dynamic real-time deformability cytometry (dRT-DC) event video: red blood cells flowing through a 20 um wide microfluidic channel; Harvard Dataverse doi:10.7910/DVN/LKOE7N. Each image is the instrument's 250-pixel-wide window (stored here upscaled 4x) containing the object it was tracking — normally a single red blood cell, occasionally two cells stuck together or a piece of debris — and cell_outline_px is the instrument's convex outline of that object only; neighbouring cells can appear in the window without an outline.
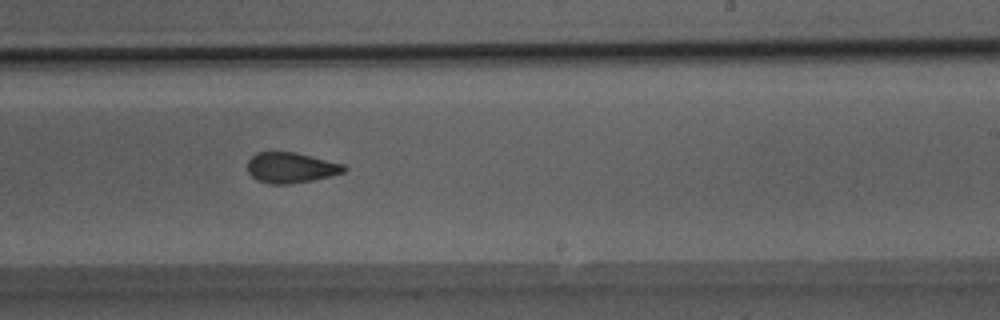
{"species": "Egyptian fruit bat (a non-hibernating species)", "species_latin": "Rousettus aegyptiacus", "temperature_condition": "room temperature", "stored_images_in_passage": 49, "camera_frame_rate_fps": 3000, "um_per_image_px": 0.085, "animal": {"sex": "male"}, "frame": {"image": 1, "passage_image": 30, "time_ms": 9.667, "image_size_px": [1000, 320], "cell_outline_px": [[348, 168], [344, 172], [332, 176], [312, 180], [288, 184], [268, 184], [256, 180], [248, 172], [248, 160], [256, 152], [296, 152], [344, 164]], "centroid_in_image_um": [24.73, 14.25], "position_along_channel_um": 264.3, "area_um2": 17.28}}
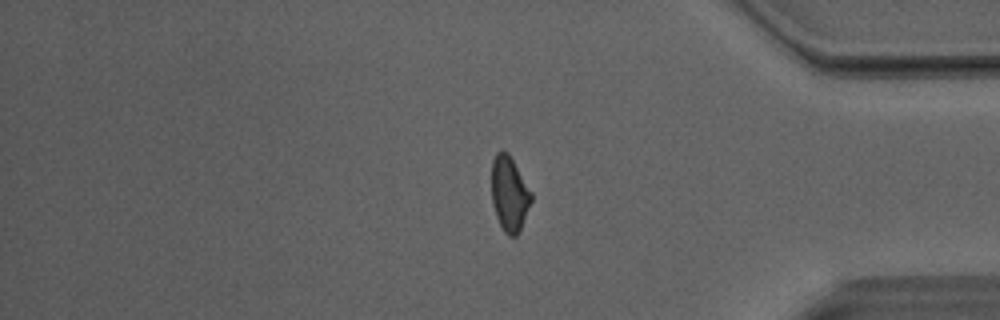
{"frame": {"image": 2, "passage_image": 41, "time_ms": 13.333, "image_size_px": [1000, 320], "cell_outline_px": [[532, 200], [520, 228], [516, 236], [508, 236], [504, 232], [496, 216], [492, 204], [492, 160], [496, 152], [508, 152], [532, 192]], "centroid_in_image_um": [43.29, 16.46], "position_along_channel_um": 391.9, "area_um2": 17.17}}
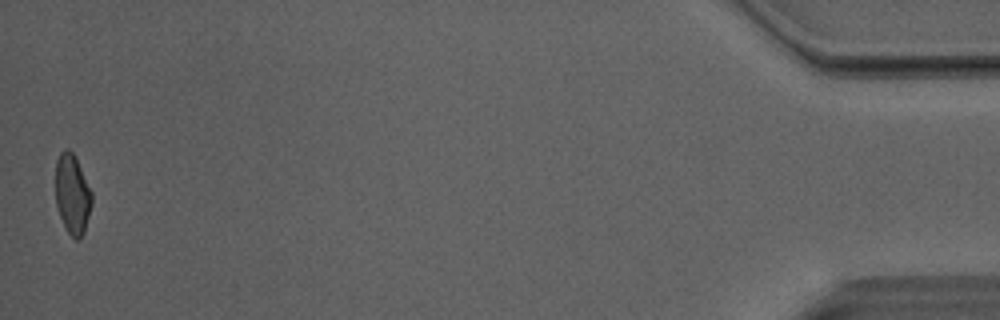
{"frame": {"image": 3, "passage_image": 49, "time_ms": 16.0, "image_size_px": [1000, 320], "cell_outline_px": [[92, 204], [84, 232], [76, 240], [64, 228], [56, 204], [56, 160], [60, 152], [64, 148], [68, 148], [72, 152], [92, 192]], "centroid_in_image_um": [6.14, 16.5], "position_along_channel_um": 429.1, "area_um2": 16.7}, "authors_computed_cell_mechanics": {"area_um2": 17.918, "velocity_mm_per_s": 4.0992, "shape_relaxation_time_tau1_ms": null, "shape_relaxation_time_tau2_ms": 1.7987, "deformation_change_tau1": null, "deformation_change_tau2": 0.0766}}